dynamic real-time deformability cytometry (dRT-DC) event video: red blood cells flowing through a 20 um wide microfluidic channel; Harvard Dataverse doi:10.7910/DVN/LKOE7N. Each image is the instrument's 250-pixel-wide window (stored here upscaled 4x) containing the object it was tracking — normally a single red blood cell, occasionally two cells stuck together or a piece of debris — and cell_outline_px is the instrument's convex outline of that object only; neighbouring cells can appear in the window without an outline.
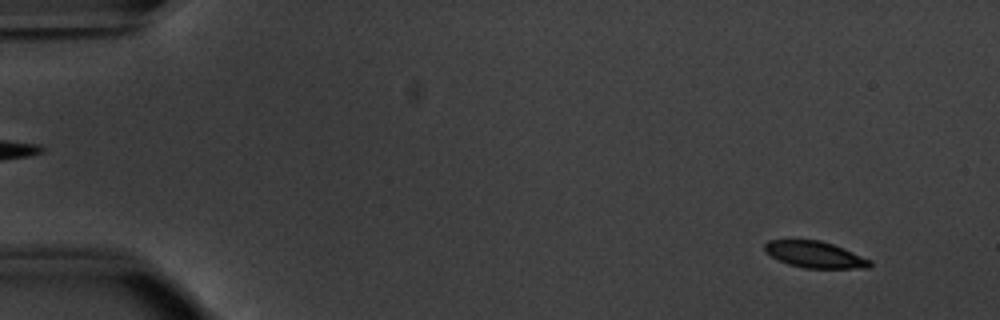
{"species": "common noctule bat (a hibernating species)", "species_latin": "Nyctalus noctula", "temperature_condition": "warm", "stored_images_in_passage": 53, "camera_frame_rate_fps": 3000, "um_per_image_px": 0.085, "animal": {"sex": "male", "body_mass_g": 20.1, "forearm_length_mm": 53.5}, "frame": {"image": 1, "passage_image": 4, "time_ms": 1.0, "image_size_px": [1000, 320], "cell_outline_px": [[872, 264], [868, 268], [804, 268], [788, 264], [764, 252], [764, 244], [768, 240], [820, 240], [844, 248], [872, 260]], "centroid_in_image_um": [69.27, 21.64], "position_along_channel_um": 15.7, "area_um2": 16.24}}
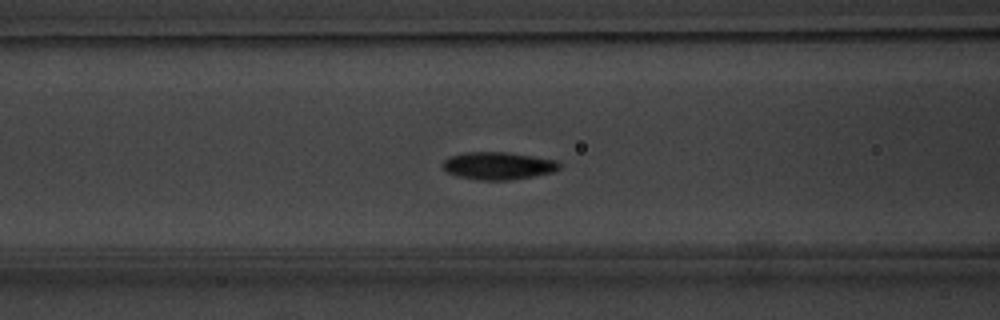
{"frame": {"image": 2, "passage_image": 22, "time_ms": 7.0, "image_size_px": [1000, 320], "cell_outline_px": [[560, 168], [552, 172], [512, 180], [476, 180], [456, 176], [444, 172], [440, 164], [448, 156], [468, 152], [504, 152], [532, 156], [556, 160], [560, 164]], "centroid_in_image_um": [42.26, 14.1], "position_along_channel_um": 124.3, "area_um2": 18.9}}
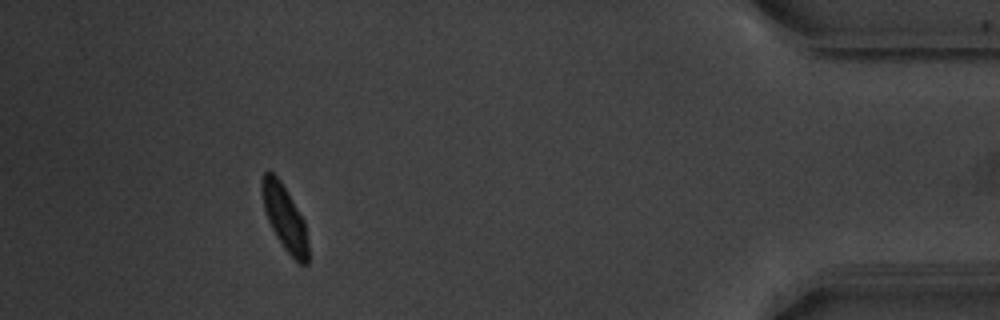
{"frame": {"image": 3, "passage_image": 49, "time_ms": 16.0, "image_size_px": [1000, 320], "cell_outline_px": [[308, 264], [300, 264], [284, 248], [276, 236], [268, 220], [264, 208], [260, 188], [260, 184], [264, 172], [268, 168], [280, 180], [304, 220], [308, 244]], "centroid_in_image_um": [24.17, 18.48], "position_along_channel_um": 411.0, "area_um2": 17.4}, "authors_computed_cell_mechanics": {"area_um2": 17.6868, "velocity_mm_per_s": 3.7819, "shape_relaxation_time_tau1_ms": 1.5395, "shape_relaxation_time_tau2_ms": 10.7572, "deformation_change_tau1": 0.1138, "deformation_change_tau2": 0.1002}}